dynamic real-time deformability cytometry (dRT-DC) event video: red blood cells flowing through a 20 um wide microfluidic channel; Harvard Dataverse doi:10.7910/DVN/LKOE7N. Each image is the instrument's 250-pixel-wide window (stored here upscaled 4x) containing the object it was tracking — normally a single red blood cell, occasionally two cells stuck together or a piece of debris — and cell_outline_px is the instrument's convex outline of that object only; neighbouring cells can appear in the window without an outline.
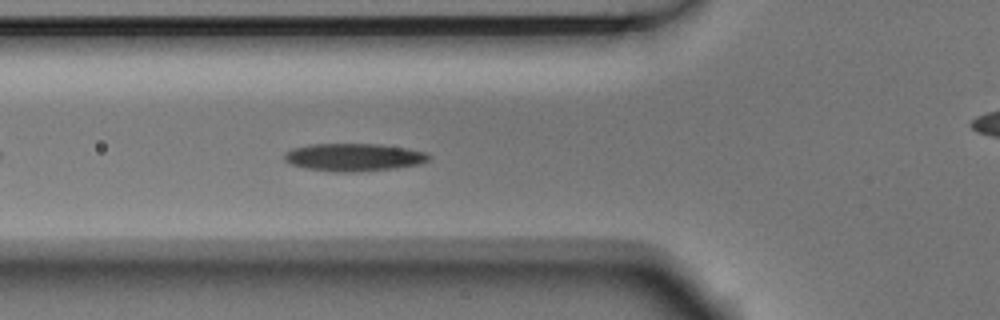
{"species": "Egyptian fruit bat (a non-hibernating species)", "species_latin": "Rousettus aegyptiacus", "temperature_condition": "room temperature", "stored_images_in_passage": 6, "segment_of_instrument_passage": [1, 2], "camera_frame_rate_fps": 3000, "um_per_image_px": 0.085, "animal": {"sex": "male"}, "frame": {"image": 1, "passage_image": 5, "time_ms": 1.333, "image_size_px": [1000, 320], "cell_outline_px": [[432, 160], [420, 164], [396, 168], [356, 172], [332, 172], [304, 168], [292, 164], [284, 160], [284, 156], [292, 148], [308, 144], [380, 144], [428, 152], [432, 156]], "centroid_in_image_um": [30.12, 13.37], "position_along_channel_um": 95.7, "area_um2": 23.58}}